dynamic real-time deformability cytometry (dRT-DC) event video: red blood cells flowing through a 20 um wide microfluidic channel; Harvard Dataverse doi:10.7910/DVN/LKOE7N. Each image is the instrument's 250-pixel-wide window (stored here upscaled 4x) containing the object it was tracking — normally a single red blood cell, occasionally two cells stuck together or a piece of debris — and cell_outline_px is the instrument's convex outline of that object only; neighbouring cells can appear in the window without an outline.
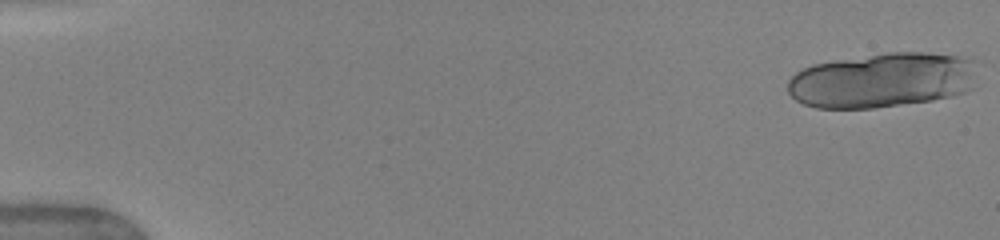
{"species": "human", "species_latin": "Homo sapiens", "temperature_condition": "warm", "stored_images_in_passage": 12, "camera_frame_rate_fps": 3000, "um_per_image_px": 0.085, "donor": {"sex": "female"}, "frame": {"image": 1, "passage_image": 1, "time_ms": 0.0, "image_size_px": [1000, 240], "cell_outline_px": [[976, 60], [972, 88], [964, 92], [952, 96], [932, 100], [872, 108], [816, 108], [804, 104], [796, 100], [788, 92], [788, 80], [796, 72], [812, 64], [836, 60], [888, 52], [924, 52], [972, 56]], "centroid_in_image_um": [75.03, 6.8], "position_along_channel_um": 10.0, "area_um2": 61.09}}
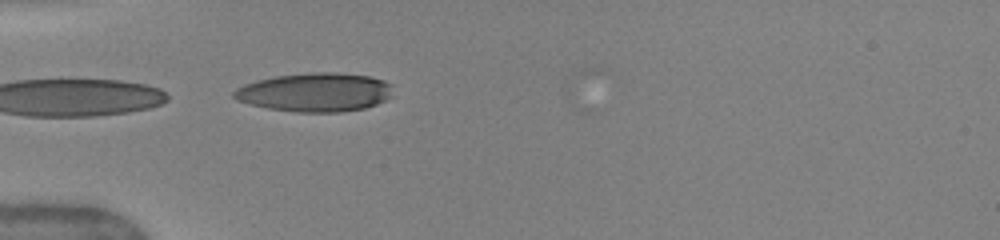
{"frame": {"image": 2, "passage_image": 10, "time_ms": 5.333, "image_size_px": [1000, 240], "cell_outline_px": [[392, 96], [376, 104], [364, 108], [340, 112], [296, 112], [268, 108], [236, 100], [232, 96], [232, 92], [236, 88], [244, 84], [256, 80], [276, 76], [312, 72], [336, 72], [368, 76], [384, 80], [392, 84]], "centroid_in_image_um": [26.78, 7.83], "position_along_channel_um": 58.2, "area_um2": 36.01}}